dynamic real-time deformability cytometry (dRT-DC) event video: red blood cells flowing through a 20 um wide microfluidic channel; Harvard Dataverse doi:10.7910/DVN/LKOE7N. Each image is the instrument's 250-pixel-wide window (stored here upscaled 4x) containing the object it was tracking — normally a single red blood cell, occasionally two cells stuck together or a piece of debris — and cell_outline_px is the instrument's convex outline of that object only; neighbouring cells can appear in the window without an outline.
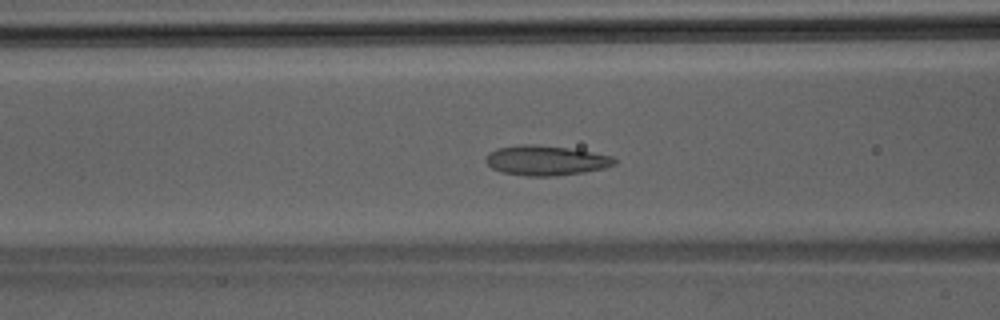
{"species": "Egyptian fruit bat (a non-hibernating species)", "species_latin": "Rousettus aegyptiacus", "temperature_condition": "room temperature", "stored_images_in_passage": 46, "segment_of_instrument_passage": [1, 2], "camera_frame_rate_fps": 3000, "um_per_image_px": 0.085, "animal": {"sex": "male"}, "frame": {"image": 1, "passage_image": 18, "time_ms": 5.667, "image_size_px": [1000, 320], "cell_outline_px": [[616, 164], [604, 168], [584, 172], [556, 176], [524, 176], [500, 172], [492, 168], [484, 160], [488, 152], [496, 148], [520, 144], [536, 144], [568, 148], [592, 152], [612, 156], [616, 160]], "centroid_in_image_um": [46.36, 13.64], "position_along_channel_um": 120.2, "area_um2": 22.6}}
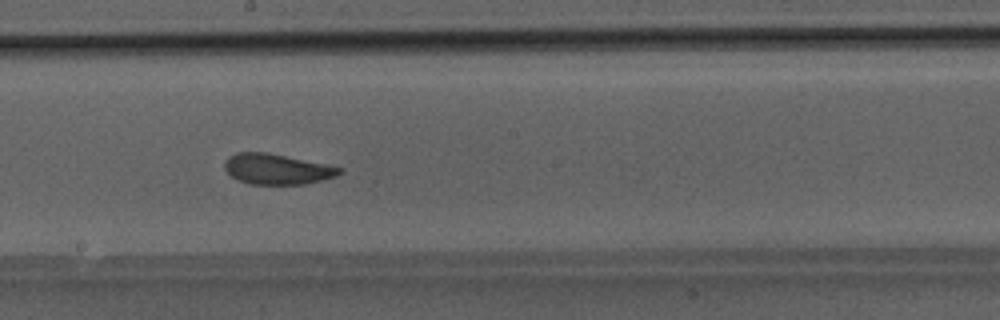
{"frame": {"image": 2, "passage_image": 25, "time_ms": 8.0, "image_size_px": [1000, 320], "cell_outline_px": [[344, 172], [336, 176], [304, 184], [252, 184], [240, 180], [232, 176], [224, 168], [224, 160], [228, 156], [236, 152], [268, 152], [344, 168]], "centroid_in_image_um": [23.54, 14.36], "position_along_channel_um": 224.7, "area_um2": 20.35}}
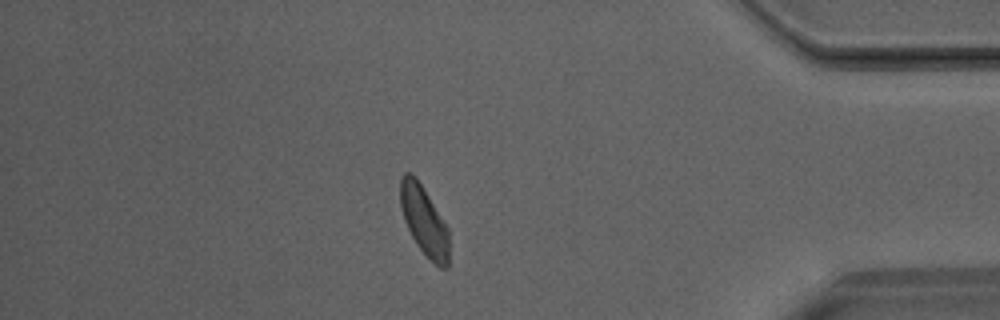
{"frame": {"image": 3, "passage_image": 39, "time_ms": 12.667, "image_size_px": [1000, 320], "cell_outline_px": [[448, 268], [440, 268], [416, 244], [404, 220], [400, 204], [400, 176], [404, 172], [412, 172], [416, 176], [448, 228]], "centroid_in_image_um": [36.02, 18.71], "position_along_channel_um": 399.2, "area_um2": 19.42}}